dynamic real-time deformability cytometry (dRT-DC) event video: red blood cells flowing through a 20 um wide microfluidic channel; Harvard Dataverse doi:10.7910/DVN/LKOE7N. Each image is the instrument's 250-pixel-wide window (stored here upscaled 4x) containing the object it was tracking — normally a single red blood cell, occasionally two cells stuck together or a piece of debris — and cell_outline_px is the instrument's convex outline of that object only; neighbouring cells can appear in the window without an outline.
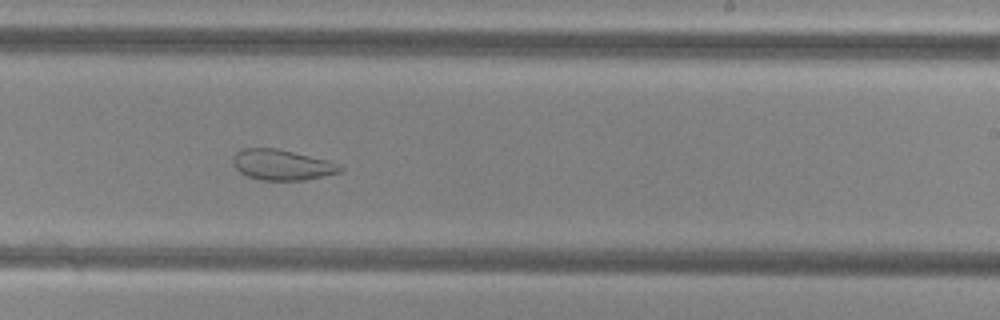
{"species": "common noctule bat (a hibernating species)", "species_latin": "Nyctalus noctula", "temperature_condition": "cold", "stored_images_in_passage": 32, "camera_frame_rate_fps": 3000, "um_per_image_px": 0.085, "animal": {"sex": "female", "body_mass_g": 29.2, "forearm_length_mm": 56.3}, "frame": {"image": 1, "passage_image": 19, "time_ms": 6.0, "image_size_px": [1000, 320], "cell_outline_px": [[344, 168], [340, 172], [324, 176], [304, 180], [260, 180], [248, 176], [240, 172], [232, 164], [232, 156], [240, 148], [276, 148], [328, 160]], "centroid_in_image_um": [23.92, 14.0], "position_along_channel_um": 265.1, "area_um2": 19.07}}
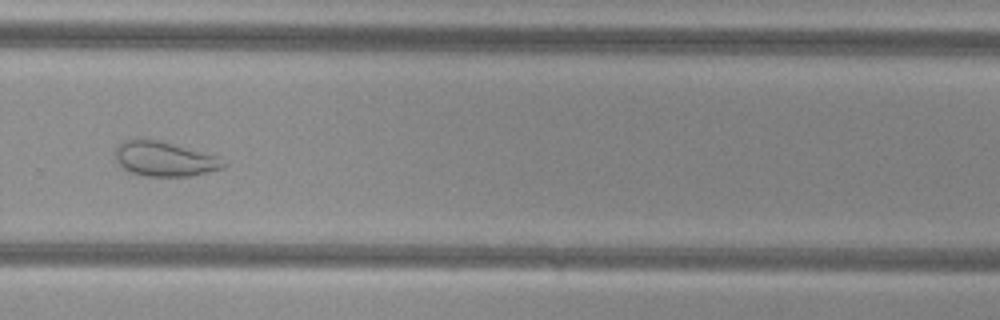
{"frame": {"image": 2, "passage_image": 23, "time_ms": 7.333, "image_size_px": [1000, 320], "cell_outline_px": [[228, 164], [224, 168], [188, 176], [144, 176], [128, 172], [116, 160], [116, 148], [124, 140], [160, 140], [216, 156]], "centroid_in_image_um": [13.98, 13.52], "position_along_channel_um": 315.8, "area_um2": 21.5}}
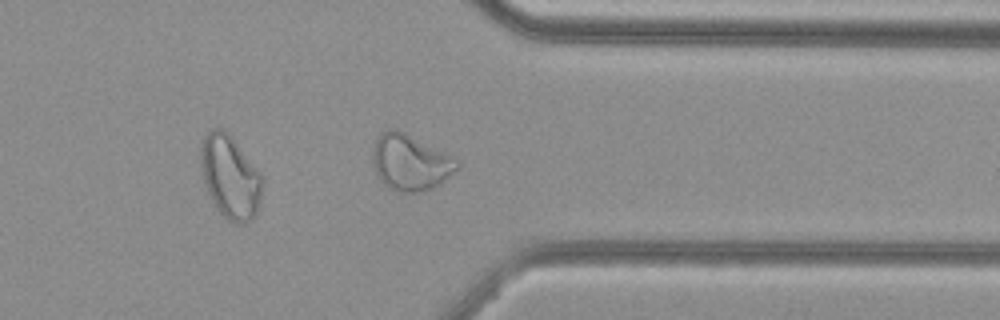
{"frame": {"image": 3, "passage_image": 28, "time_ms": 9.0, "image_size_px": [1000, 320], "cell_outline_px": [[460, 168], [440, 184], [432, 188], [416, 192], [396, 192], [388, 188], [384, 184], [376, 172], [372, 160], [372, 152], [376, 140], [388, 128], [396, 128], [452, 156], [460, 164]], "centroid_in_image_um": [34.88, 13.82], "position_along_channel_um": 376.5, "area_um2": 27.4}, "authors_computed_cell_mechanics": {"area_um2": 23.2067, "velocity_mm_per_s": 3.8197, "shape_relaxation_time_tau1_ms": null, "shape_relaxation_time_tau2_ms": 1.3237, "deformation_change_tau1": null, "deformation_change_tau2": 0.0736}}